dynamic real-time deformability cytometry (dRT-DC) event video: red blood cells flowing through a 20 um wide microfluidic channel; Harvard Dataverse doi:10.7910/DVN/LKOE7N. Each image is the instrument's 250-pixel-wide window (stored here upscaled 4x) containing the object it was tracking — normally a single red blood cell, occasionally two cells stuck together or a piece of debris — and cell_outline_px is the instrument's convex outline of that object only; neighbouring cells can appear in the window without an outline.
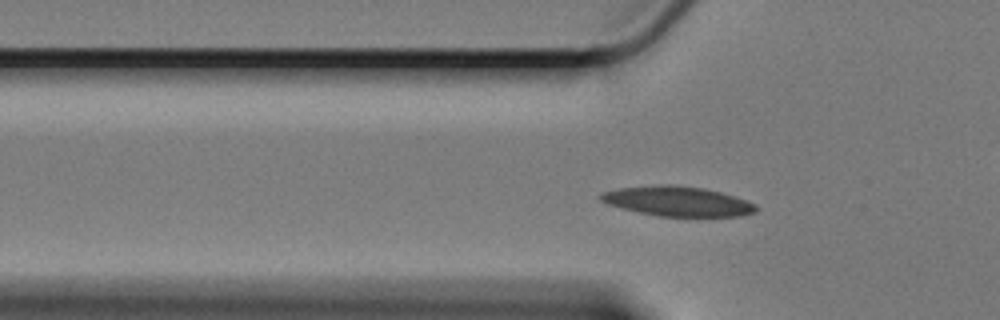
{"species": "Egyptian fruit bat (a non-hibernating species)", "species_latin": "Rousettus aegyptiacus", "temperature_condition": "cold", "stored_images_in_passage": 50, "camera_frame_rate_fps": 3000, "um_per_image_px": 0.085, "animal": {"sex": "female"}, "frame": {"image": 1, "passage_image": 8, "time_ms": 2.333, "image_size_px": [1000, 320], "cell_outline_px": [[756, 212], [740, 216], [656, 216], [620, 208], [608, 204], [600, 200], [600, 192], [620, 188], [660, 184], [672, 184], [704, 188], [720, 192], [756, 204]], "centroid_in_image_um": [57.55, 17.1], "position_along_channel_um": 68.3, "area_um2": 26.88}}
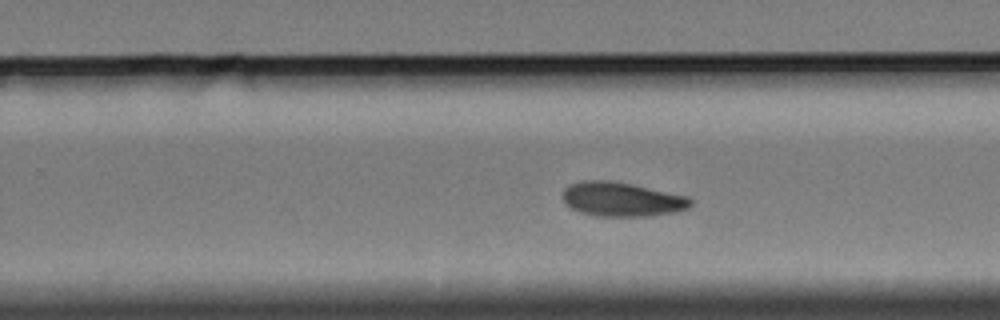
{"frame": {"image": 2, "passage_image": 27, "time_ms": 8.667, "image_size_px": [1000, 320], "cell_outline_px": [[692, 204], [688, 208], [676, 212], [648, 216], [596, 216], [572, 208], [564, 200], [564, 188], [568, 184], [584, 180], [608, 180], [632, 184], [688, 196], [692, 200]], "centroid_in_image_um": [52.89, 16.93], "position_along_channel_um": 276.9, "area_um2": 25.37}}
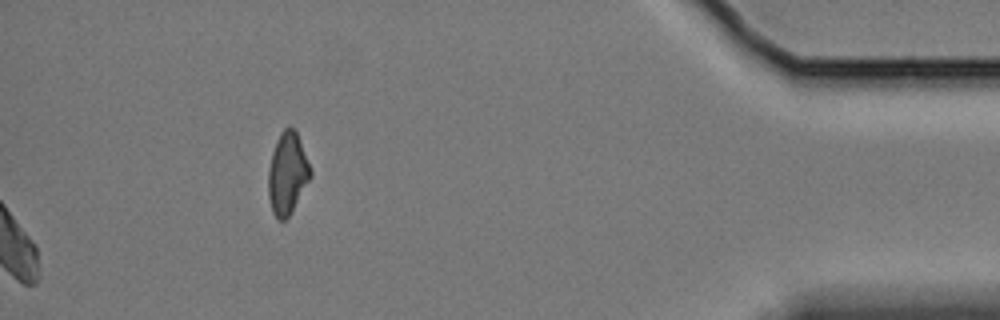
{"frame": {"image": 3, "passage_image": 50, "time_ms": 16.333, "image_size_px": [1000, 320], "cell_outline_px": [[312, 176], [288, 216], [284, 220], [276, 220], [272, 212], [268, 196], [268, 168], [272, 152], [280, 132], [284, 128], [292, 128], [296, 132], [312, 172]], "centroid_in_image_um": [24.4, 14.77], "position_along_channel_um": 410.8, "area_um2": 19.83}}